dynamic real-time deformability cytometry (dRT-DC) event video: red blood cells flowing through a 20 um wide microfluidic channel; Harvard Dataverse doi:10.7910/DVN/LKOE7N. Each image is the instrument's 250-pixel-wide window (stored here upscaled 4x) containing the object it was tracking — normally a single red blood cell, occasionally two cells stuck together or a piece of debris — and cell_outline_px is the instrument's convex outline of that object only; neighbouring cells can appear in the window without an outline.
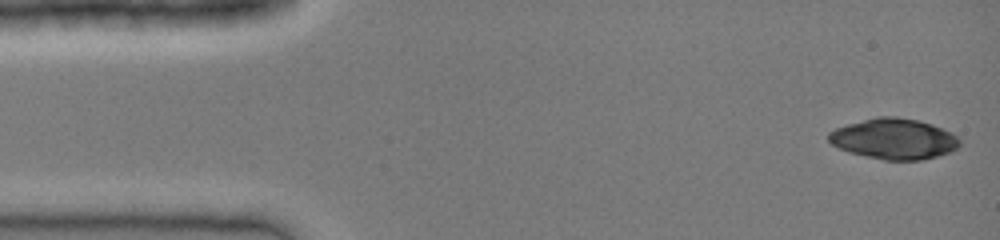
{"species": "common noctule bat (a hibernating species)", "species_latin": "Nyctalus noctula", "temperature_condition": "cold", "stored_images_in_passage": 40, "camera_frame_rate_fps": 3000, "um_per_image_px": 0.085, "animal": {"sex": "female", "body_mass_g": 19.0, "forearm_length_mm": 51.5}, "frame": {"image": 1, "passage_image": 1, "time_ms": 0.0, "image_size_px": [1000, 240], "cell_outline_px": [[960, 144], [952, 152], [920, 160], [884, 160], [864, 156], [848, 152], [832, 144], [828, 140], [828, 132], [836, 128], [848, 124], [876, 116], [896, 116], [916, 120], [932, 124], [952, 132], [960, 140]], "centroid_in_image_um": [75.99, 11.8], "position_along_channel_um": 9.0, "area_um2": 31.1}}